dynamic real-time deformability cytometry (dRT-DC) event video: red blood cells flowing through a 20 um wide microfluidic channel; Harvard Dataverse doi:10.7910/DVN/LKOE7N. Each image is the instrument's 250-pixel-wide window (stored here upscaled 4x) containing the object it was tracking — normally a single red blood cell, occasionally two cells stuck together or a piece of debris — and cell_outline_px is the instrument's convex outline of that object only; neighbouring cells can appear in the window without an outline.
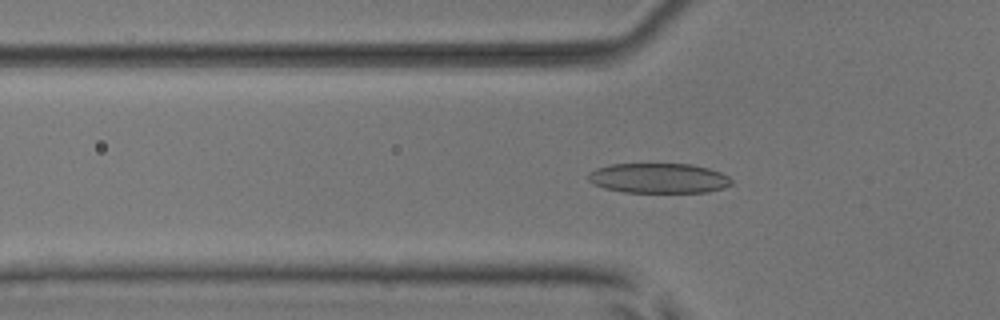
{"species": "common noctule bat (a hibernating species)", "species_latin": "Nyctalus noctula", "temperature_condition": "room temperature", "stored_images_in_passage": 53, "camera_frame_rate_fps": 3000, "um_per_image_px": 0.085, "animal": {"sex": "male", "body_mass_g": 17.9, "forearm_length_mm": 54.2}, "frame": {"image": 1, "passage_image": 18, "time_ms": 5.667, "image_size_px": [1000, 320], "cell_outline_px": [[732, 184], [724, 188], [708, 192], [624, 192], [604, 188], [592, 184], [588, 180], [588, 172], [596, 168], [612, 164], [692, 164], [708, 168], [720, 172], [728, 176], [732, 180]], "centroid_in_image_um": [55.98, 15.15], "position_along_channel_um": 69.8, "area_um2": 25.14}}
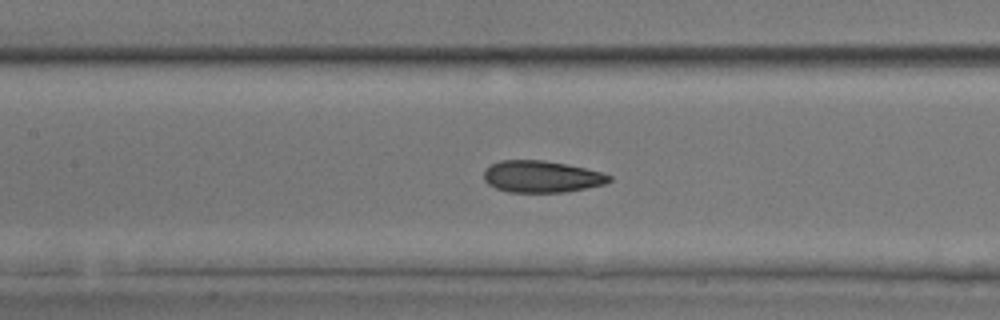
{"frame": {"image": 2, "passage_image": 25, "time_ms": 8.0, "image_size_px": [1000, 320], "cell_outline_px": [[612, 180], [604, 184], [564, 192], [508, 192], [496, 188], [488, 184], [484, 180], [484, 168], [500, 160], [544, 160], [568, 164], [600, 172], [612, 176]], "centroid_in_image_um": [46.0, 15.0], "position_along_channel_um": 161.4, "area_um2": 23.18}}
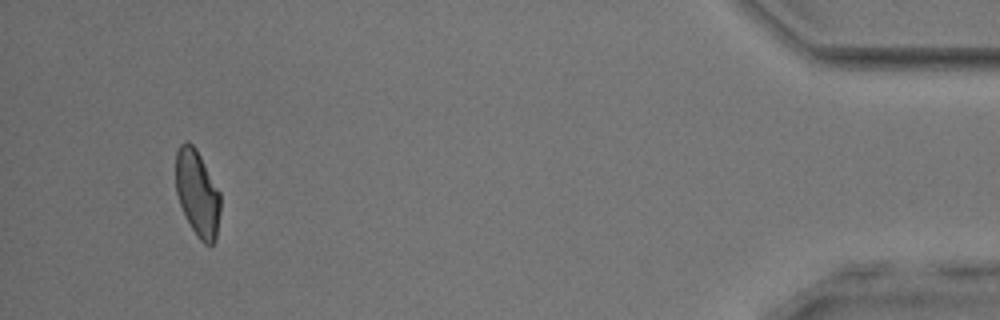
{"frame": {"image": 3, "passage_image": 50, "time_ms": 16.333, "image_size_px": [1000, 320], "cell_outline_px": [[220, 212], [216, 240], [212, 244], [204, 244], [196, 236], [180, 204], [176, 192], [176, 152], [180, 144], [184, 140], [188, 140], [196, 148], [220, 192]], "centroid_in_image_um": [16.78, 16.41], "position_along_channel_um": 418.4, "area_um2": 22.43}, "authors_computed_cell_mechanics": {"area_um2": 23.6402, "velocity_mm_per_s": 3.9322, "shape_relaxation_time_tau1_ms": 6.6824, "shape_relaxation_time_tau2_ms": 1.4941, "deformation_change_tau1": 0.17, "deformation_change_tau2": 0.0753}}